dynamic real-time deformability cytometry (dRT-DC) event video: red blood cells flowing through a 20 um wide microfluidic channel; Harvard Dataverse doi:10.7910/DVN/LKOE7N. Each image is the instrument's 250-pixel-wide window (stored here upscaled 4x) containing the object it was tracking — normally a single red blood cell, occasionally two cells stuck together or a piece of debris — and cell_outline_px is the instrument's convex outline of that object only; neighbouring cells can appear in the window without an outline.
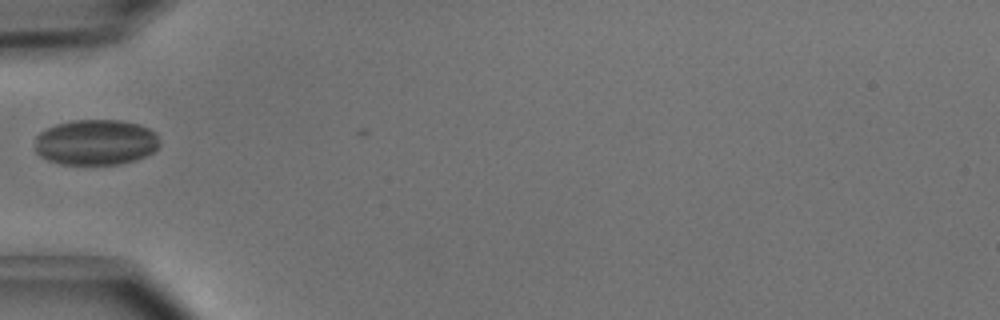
{"species": "common noctule bat (a hibernating species)", "species_latin": "Nyctalus noctula", "temperature_condition": "cold", "stored_images_in_passage": 3, "camera_frame_rate_fps": 3000, "um_per_image_px": 0.085, "animal": {"sex": "male", "body_mass_g": 15.6}, "frame": {"image": 1, "passage_image": 2, "time_ms": 0.333, "image_size_px": [1000, 320], "cell_outline_px": [[160, 144], [152, 152], [136, 160], [120, 164], [60, 164], [48, 160], [40, 156], [36, 152], [36, 136], [40, 132], [56, 124], [72, 120], [120, 120], [140, 124], [156, 132], [160, 140]], "centroid_in_image_um": [8.16, 12.09], "position_along_channel_um": 76.8, "area_um2": 33.29}}